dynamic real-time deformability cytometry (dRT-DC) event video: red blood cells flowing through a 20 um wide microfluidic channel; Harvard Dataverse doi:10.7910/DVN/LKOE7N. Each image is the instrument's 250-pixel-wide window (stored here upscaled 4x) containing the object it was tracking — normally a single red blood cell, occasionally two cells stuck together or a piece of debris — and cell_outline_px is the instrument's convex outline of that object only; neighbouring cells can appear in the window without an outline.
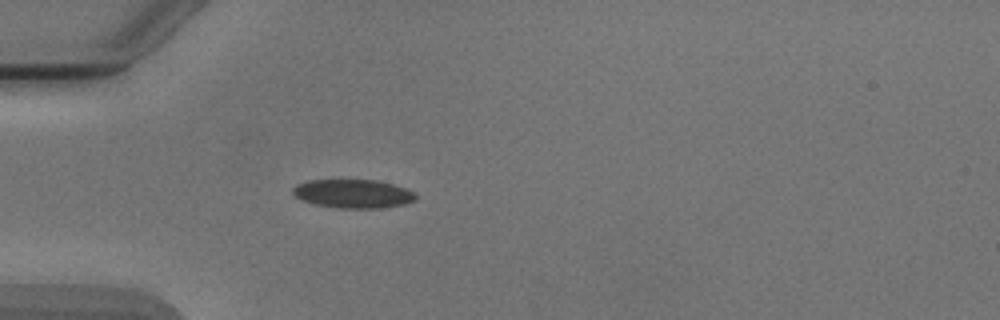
{"species": "Egyptian fruit bat (a non-hibernating species)", "species_latin": "Rousettus aegyptiacus", "temperature_condition": "cold", "stored_images_in_passage": 2, "camera_frame_rate_fps": 3000, "um_per_image_px": 0.085, "animal": {"sex": "male"}, "frame": {"image": 1, "passage_image": 2, "time_ms": 2.0, "image_size_px": [1000, 320], "cell_outline_px": [[416, 200], [404, 204], [380, 208], [336, 208], [316, 204], [304, 200], [296, 196], [292, 192], [292, 188], [308, 180], [376, 180], [392, 184], [416, 192]], "centroid_in_image_um": [30.05, 16.47], "position_along_channel_um": 54.9, "area_um2": 20.35}}